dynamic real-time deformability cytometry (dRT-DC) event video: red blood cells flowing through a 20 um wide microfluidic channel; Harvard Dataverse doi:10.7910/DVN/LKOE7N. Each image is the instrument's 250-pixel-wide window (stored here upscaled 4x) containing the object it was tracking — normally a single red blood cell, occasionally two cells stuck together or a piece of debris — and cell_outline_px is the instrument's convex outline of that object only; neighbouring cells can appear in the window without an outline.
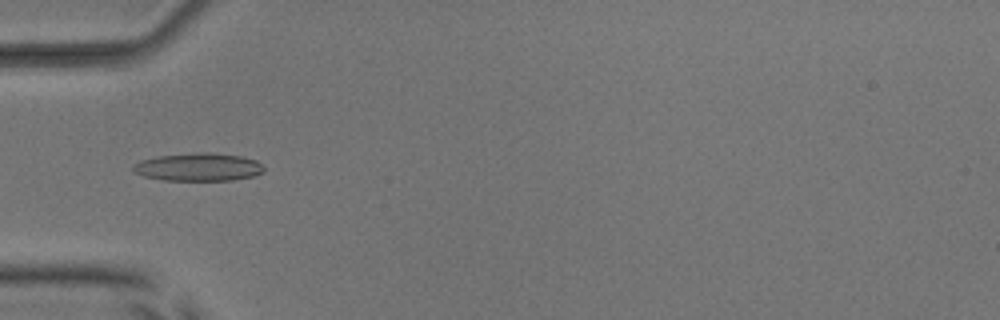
{"species": "common noctule bat (a hibernating species)", "species_latin": "Nyctalus noctula", "temperature_condition": "room temperature", "stored_images_in_passage": 50, "camera_frame_rate_fps": 3000, "um_per_image_px": 0.085, "animal": {"sex": "male", "body_mass_g": 17.9, "forearm_length_mm": 54.2}, "frame": {"image": 1, "passage_image": 14, "time_ms": 4.333, "image_size_px": [1000, 320], "cell_outline_px": [[264, 172], [252, 176], [232, 180], [164, 180], [144, 176], [132, 172], [132, 164], [140, 160], [156, 156], [196, 152], [212, 152], [240, 156], [256, 160], [264, 168]], "centroid_in_image_um": [16.81, 14.19], "position_along_channel_um": 68.2, "area_um2": 21.44}}
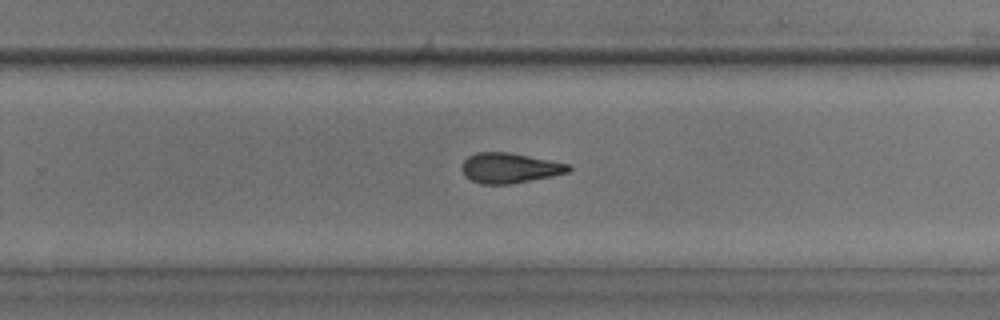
{"frame": {"image": 2, "passage_image": 31, "time_ms": 10.0, "image_size_px": [1000, 320], "cell_outline_px": [[572, 168], [568, 172], [552, 176], [512, 184], [480, 184], [464, 176], [460, 168], [464, 160], [468, 156], [476, 152], [508, 152], [568, 164]], "centroid_in_image_um": [43.26, 14.28], "position_along_channel_um": 286.5, "area_um2": 18.73}}
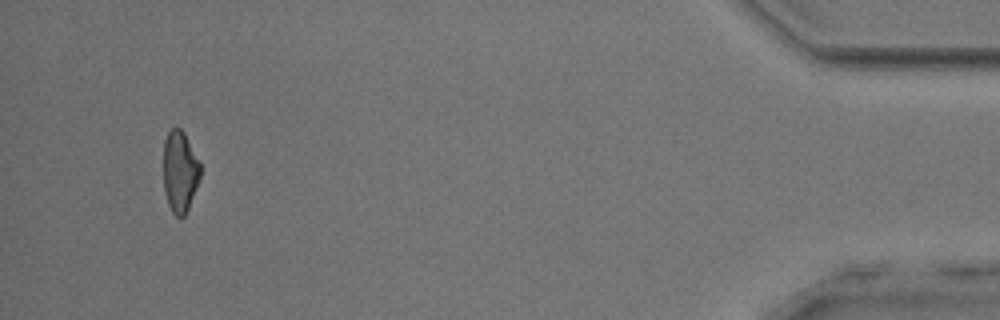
{"frame": {"image": 3, "passage_image": 47, "time_ms": 15.333, "image_size_px": [1000, 320], "cell_outline_px": [[200, 180], [188, 208], [184, 216], [180, 220], [172, 212], [168, 204], [164, 188], [164, 140], [168, 132], [176, 124], [184, 132], [200, 160]], "centroid_in_image_um": [15.3, 14.56], "position_along_channel_um": 419.9, "area_um2": 17.8}, "authors_computed_cell_mechanics": {"area_um2": 19.0451, "velocity_mm_per_s": 3.8786, "shape_relaxation_time_tau1_ms": 4.7733, "shape_relaxation_time_tau2_ms": 4.5583, "deformation_change_tau1": 0.1648, "deformation_change_tau2": 0.152}}